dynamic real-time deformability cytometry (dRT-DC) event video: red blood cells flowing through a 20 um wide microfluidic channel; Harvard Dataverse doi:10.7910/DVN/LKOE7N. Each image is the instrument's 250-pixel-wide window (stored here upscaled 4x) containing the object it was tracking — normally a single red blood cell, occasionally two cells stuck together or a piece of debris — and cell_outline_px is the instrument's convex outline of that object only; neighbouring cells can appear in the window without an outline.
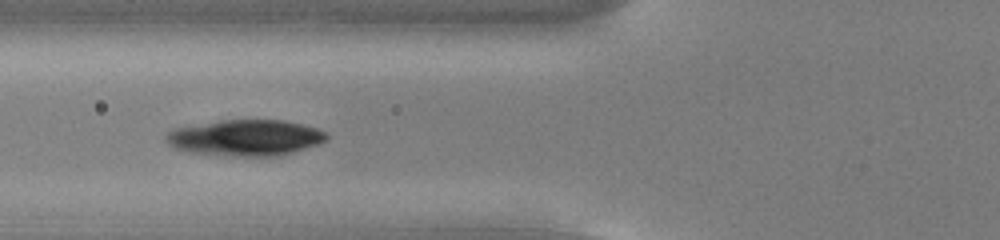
{"species": "common noctule bat (a hibernating species)", "species_latin": "Nyctalus noctula", "temperature_condition": "cold", "stored_images_in_passage": 15, "camera_frame_rate_fps": 3000, "um_per_image_px": 0.085, "animal": {"sex": "male", "body_mass_g": 13.0, "forearm_length_mm": 53.1}, "frame": {"image": 1, "passage_image": 9, "time_ms": 2.667, "image_size_px": [1000, 240], "cell_outline_px": [[328, 136], [320, 144], [280, 156], [228, 156], [188, 152], [176, 148], [168, 144], [164, 140], [164, 136], [168, 132], [176, 128], [220, 120], [284, 120], [316, 128], [324, 132]], "centroid_in_image_um": [20.84, 11.72], "position_along_channel_um": 105.0, "area_um2": 33.76}}